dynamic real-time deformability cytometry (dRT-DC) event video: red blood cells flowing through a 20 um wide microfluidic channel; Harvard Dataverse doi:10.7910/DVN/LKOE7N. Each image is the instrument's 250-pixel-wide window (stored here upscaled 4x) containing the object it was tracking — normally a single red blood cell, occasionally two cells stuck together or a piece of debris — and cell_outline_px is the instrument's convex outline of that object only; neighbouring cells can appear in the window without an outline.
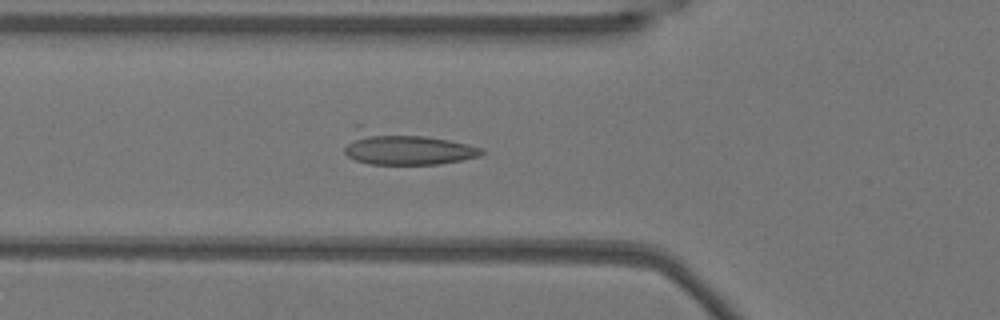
{"species": "Egyptian fruit bat (a non-hibernating species)", "species_latin": "Rousettus aegyptiacus", "temperature_condition": "warm", "stored_images_in_passage": 37, "camera_frame_rate_fps": 3000, "um_per_image_px": 0.085, "animal": {"sex": "female"}, "frame": {"image": 1, "passage_image": 10, "time_ms": 3.0, "image_size_px": [1000, 320], "cell_outline_px": [[484, 152], [480, 156], [460, 160], [436, 164], [368, 164], [356, 160], [348, 156], [344, 152], [344, 148], [352, 124], [360, 124], [448, 140], [468, 144], [484, 148]], "centroid_in_image_um": [34.31, 12.54], "position_along_channel_um": 91.5, "area_um2": 27.22}}
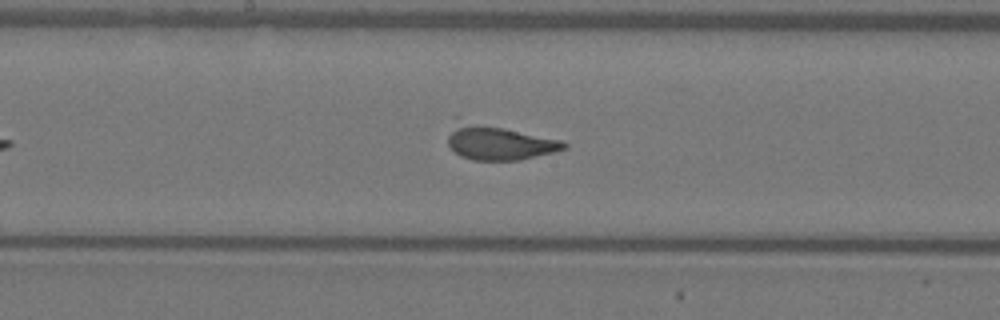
{"frame": {"image": 2, "passage_image": 19, "time_ms": 6.0, "image_size_px": [1000, 320], "cell_outline_px": [[568, 148], [520, 160], [472, 160], [460, 156], [448, 144], [448, 136], [456, 116], [560, 140], [568, 144]], "centroid_in_image_um": [42.31, 12.06], "position_along_channel_um": 205.9, "area_um2": 23.93}}
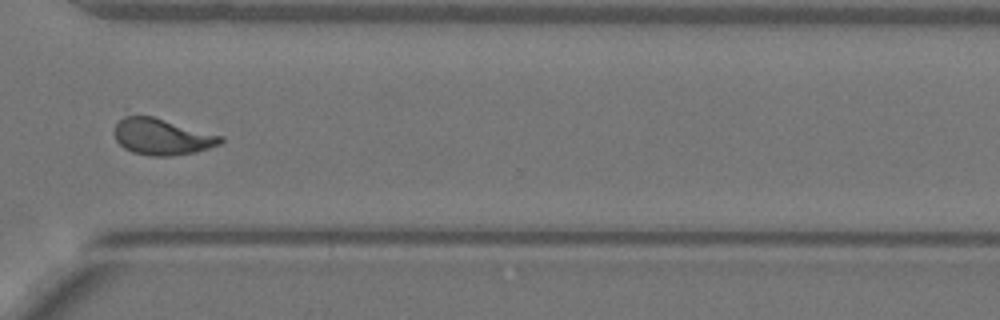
{"frame": {"image": 3, "passage_image": 31, "time_ms": 10.0, "image_size_px": [1000, 320], "cell_outline_px": [[224, 140], [220, 144], [196, 152], [172, 156], [148, 156], [132, 152], [124, 148], [116, 140], [112, 132], [116, 124], [124, 116], [152, 116], [224, 136]], "centroid_in_image_um": [13.76, 11.63], "position_along_channel_um": 356.8, "area_um2": 22.6}}